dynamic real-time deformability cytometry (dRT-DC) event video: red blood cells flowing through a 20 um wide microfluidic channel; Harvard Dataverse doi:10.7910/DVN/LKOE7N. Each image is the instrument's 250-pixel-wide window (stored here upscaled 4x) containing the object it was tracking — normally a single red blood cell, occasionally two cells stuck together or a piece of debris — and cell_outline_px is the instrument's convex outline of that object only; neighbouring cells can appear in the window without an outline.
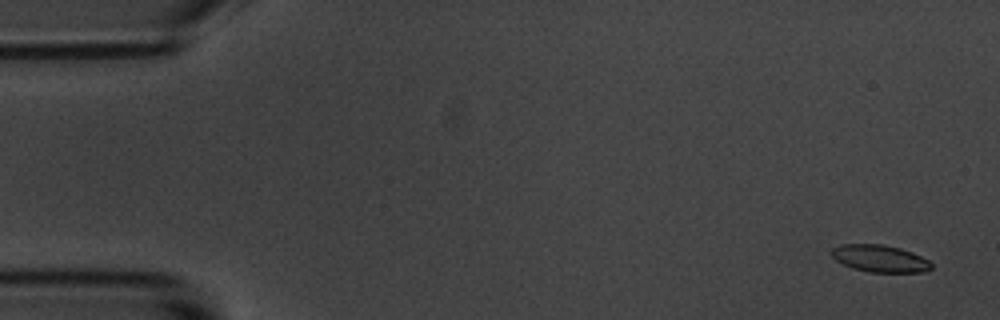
{"species": "common noctule bat (a hibernating species)", "species_latin": "Nyctalus noctula", "temperature_condition": "room temperature", "stored_images_in_passage": 5, "camera_frame_rate_fps": 3000, "um_per_image_px": 0.085, "animal": {"sex": "male", "body_mass_g": 20.1, "forearm_length_mm": 53.5}, "frame": {"image": 1, "passage_image": 1, "time_ms": 0.0, "image_size_px": [1000, 320], "cell_outline_px": [[932, 268], [924, 272], [872, 272], [852, 268], [836, 260], [828, 252], [832, 248], [840, 244], [884, 244], [900, 248], [912, 252], [928, 260], [932, 264]], "centroid_in_image_um": [74.77, 21.96], "position_along_channel_um": 10.2, "area_um2": 15.84}}
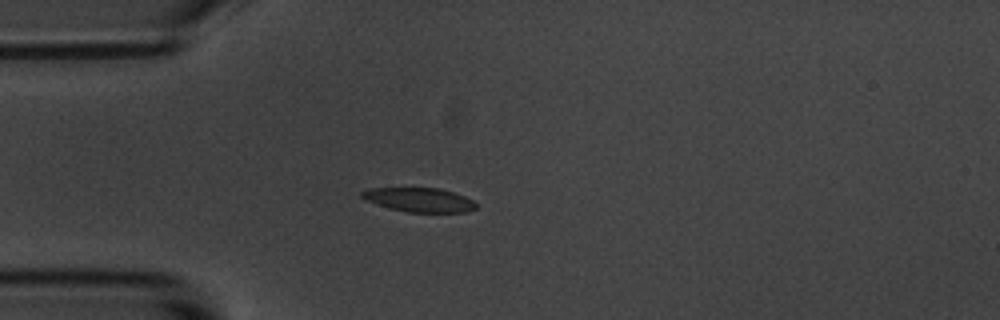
{"frame": {"image": 2, "passage_image": 4, "time_ms": 4.333, "image_size_px": [1000, 320], "cell_outline_px": [[476, 208], [468, 212], [408, 212], [388, 208], [368, 200], [360, 196], [360, 192], [368, 188], [440, 188], [464, 196], [472, 200], [476, 204]], "centroid_in_image_um": [35.64, 16.98], "position_along_channel_um": 49.4, "area_um2": 15.95}}